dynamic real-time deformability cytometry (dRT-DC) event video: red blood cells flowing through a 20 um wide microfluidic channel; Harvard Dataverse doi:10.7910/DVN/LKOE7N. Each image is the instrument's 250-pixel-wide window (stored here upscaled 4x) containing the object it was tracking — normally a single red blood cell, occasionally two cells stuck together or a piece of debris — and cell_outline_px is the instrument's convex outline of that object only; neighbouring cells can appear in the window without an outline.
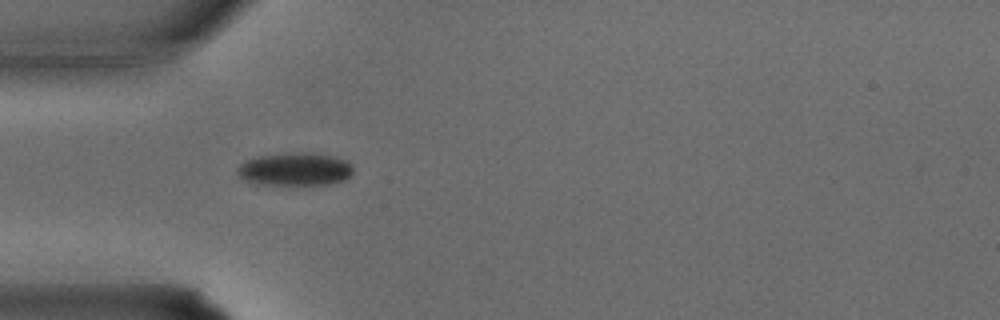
{"species": "common noctule bat (a hibernating species)", "species_latin": "Nyctalus noctula", "temperature_condition": "warm", "stored_images_in_passage": 25, "camera_frame_rate_fps": 3000, "um_per_image_px": 0.085, "animal": {"sex": "male", "body_mass_g": 15.6}, "frame": {"image": 1, "passage_image": 1, "time_ms": 0.0, "image_size_px": [1000, 320], "cell_outline_px": [[352, 172], [344, 180], [328, 184], [256, 184], [244, 180], [236, 172], [236, 168], [240, 164], [248, 160], [260, 156], [312, 152], [336, 156], [348, 160], [352, 164]], "centroid_in_image_um": [25.1, 14.38], "position_along_channel_um": 59.9, "area_um2": 22.08}}
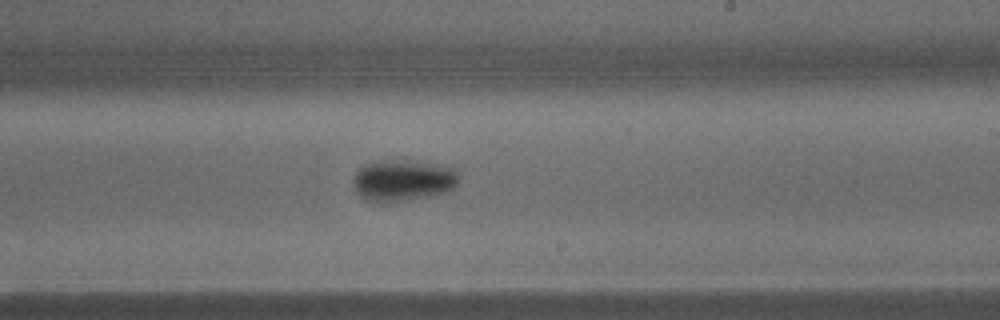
{"frame": {"image": 2, "passage_image": 11, "time_ms": 3.333, "image_size_px": [1000, 320], "cell_outline_px": [[456, 184], [452, 188], [444, 192], [432, 196], [392, 204], [376, 204], [360, 196], [356, 192], [352, 180], [356, 172], [360, 168], [376, 160], [432, 164], [452, 168], [456, 172]], "centroid_in_image_um": [34.16, 15.41], "position_along_channel_um": 254.8, "area_um2": 25.26}}
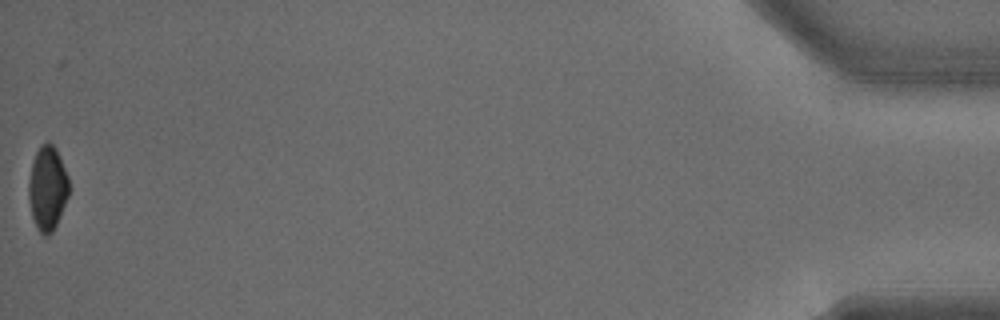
{"frame": {"image": 3, "passage_image": 25, "time_ms": 8.0, "image_size_px": [1000, 320], "cell_outline_px": [[68, 196], [56, 224], [52, 232], [48, 236], [44, 236], [40, 232], [32, 216], [28, 196], [28, 180], [32, 164], [36, 152], [40, 144], [48, 140], [56, 148], [68, 176]], "centroid_in_image_um": [4.02, 15.96], "position_along_channel_um": 431.2, "area_um2": 19.65}}